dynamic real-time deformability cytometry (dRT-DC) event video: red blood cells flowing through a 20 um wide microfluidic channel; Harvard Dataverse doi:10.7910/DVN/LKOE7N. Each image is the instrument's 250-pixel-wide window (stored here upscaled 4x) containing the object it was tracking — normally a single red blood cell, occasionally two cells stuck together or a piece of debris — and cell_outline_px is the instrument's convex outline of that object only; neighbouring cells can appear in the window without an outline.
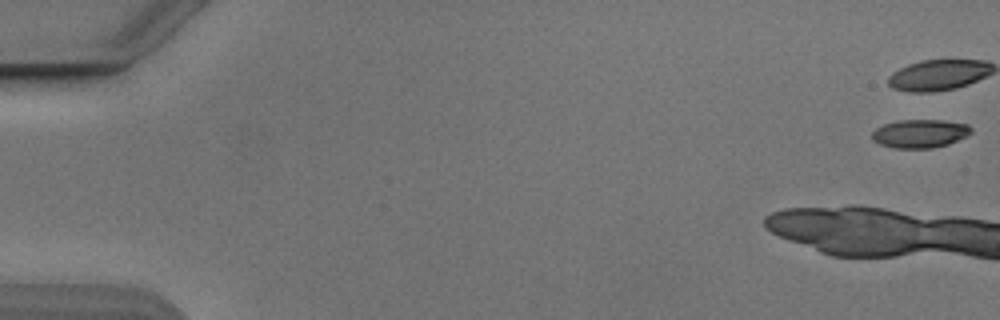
{"species": "Egyptian fruit bat (a non-hibernating species)", "species_latin": "Rousettus aegyptiacus", "temperature_condition": "cold", "stored_images_in_passage": 12, "camera_frame_rate_fps": 3000, "um_per_image_px": 0.085, "animal": {"sex": "male"}, "frame": {"image": 1, "passage_image": 1, "time_ms": 0.0, "image_size_px": [1000, 320], "cell_outline_px": [[972, 132], [968, 136], [948, 144], [932, 148], [892, 148], [880, 144], [872, 140], [872, 132], [876, 128], [884, 124], [896, 120], [944, 120], [968, 124], [972, 128]], "centroid_in_image_um": [78.21, 11.35], "position_along_channel_um": 6.8, "area_um2": 16.59}}